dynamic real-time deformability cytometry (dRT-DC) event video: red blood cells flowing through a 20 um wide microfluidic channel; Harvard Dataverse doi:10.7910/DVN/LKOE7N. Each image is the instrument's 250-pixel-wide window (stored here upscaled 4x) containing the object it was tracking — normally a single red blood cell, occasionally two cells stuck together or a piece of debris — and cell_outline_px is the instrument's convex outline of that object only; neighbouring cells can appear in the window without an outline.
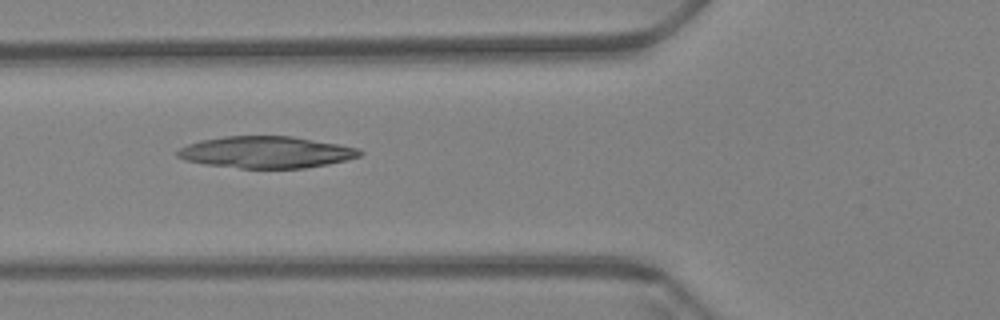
{"species": "Egyptian fruit bat (a non-hibernating species)", "species_latin": "Rousettus aegyptiacus", "temperature_condition": "warm", "stored_images_in_passage": 60, "camera_frame_rate_fps": 3000, "um_per_image_px": 0.085, "animal": {"sex": "female"}, "frame": {"image": 1, "passage_image": 23, "time_ms": 7.333, "image_size_px": [1000, 320], "cell_outline_px": [[364, 152], [360, 156], [328, 164], [304, 168], [240, 168], [204, 164], [184, 160], [176, 156], [176, 152], [180, 148], [188, 144], [200, 140], [224, 136], [292, 136], [340, 144], [360, 148]], "centroid_in_image_um": [22.62, 12.93], "position_along_channel_um": 103.2, "area_um2": 33.81}}
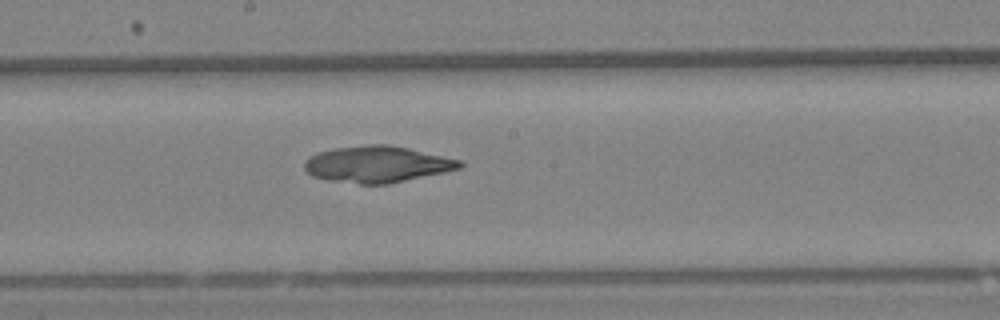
{"frame": {"image": 2, "passage_image": 33, "time_ms": 10.667, "image_size_px": [1000, 320], "cell_outline_px": [[464, 164], [460, 168], [444, 172], [388, 184], [360, 184], [328, 180], [312, 176], [304, 168], [304, 164], [308, 156], [316, 152], [336, 148], [368, 144], [388, 144], [408, 148], [460, 160]], "centroid_in_image_um": [32.02, 13.96], "position_along_channel_um": 216.2, "area_um2": 32.89}}
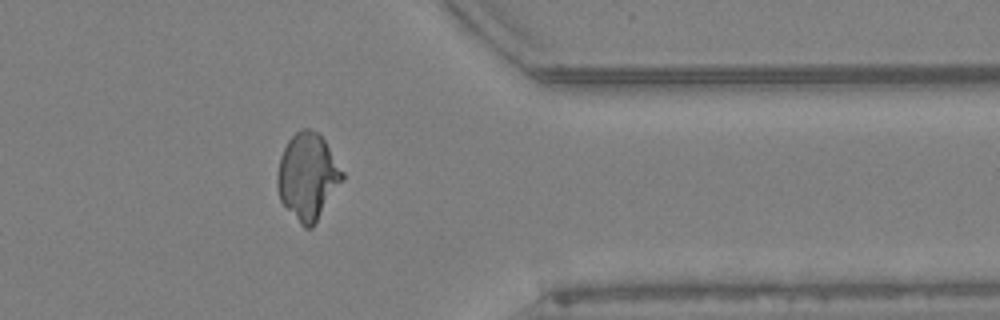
{"frame": {"image": 3, "passage_image": 49, "time_ms": 16.0, "image_size_px": [1000, 320], "cell_outline_px": [[344, 180], [312, 228], [304, 228], [300, 224], [280, 200], [276, 184], [276, 176], [280, 156], [288, 140], [300, 128], [308, 128], [320, 132], [344, 172]], "centroid_in_image_um": [26.16, 14.98], "position_along_channel_um": 385.2, "area_um2": 33.06}}